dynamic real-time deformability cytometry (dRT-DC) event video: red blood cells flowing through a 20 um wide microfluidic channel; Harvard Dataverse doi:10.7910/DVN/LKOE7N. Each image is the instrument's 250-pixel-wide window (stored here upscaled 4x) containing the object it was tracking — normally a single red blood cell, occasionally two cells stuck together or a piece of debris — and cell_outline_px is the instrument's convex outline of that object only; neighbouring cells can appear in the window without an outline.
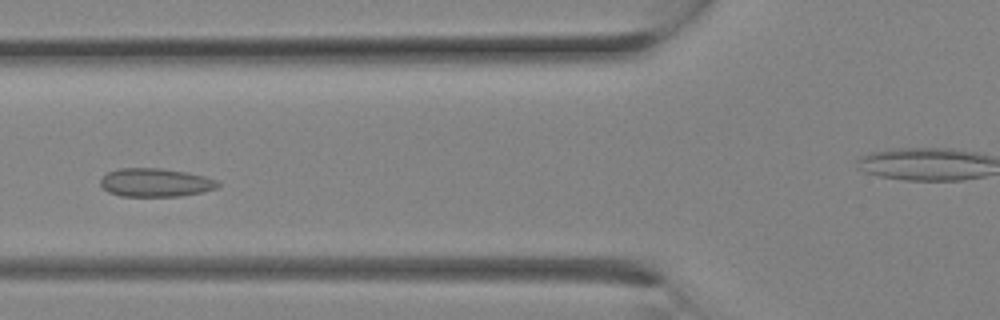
{"species": "Egyptian fruit bat (a non-hibernating species)", "species_latin": "Rousettus aegyptiacus", "temperature_condition": "room temperature", "stored_images_in_passage": 9, "camera_frame_rate_fps": 3000, "um_per_image_px": 0.085, "animal": {"sex": "female"}, "frame": {"image": 1, "passage_image": 8, "time_ms": 2.333, "image_size_px": [1000, 320], "cell_outline_px": [[220, 184], [216, 188], [200, 192], [180, 196], [120, 196], [108, 192], [100, 184], [100, 180], [108, 172], [120, 168], [160, 168], [188, 172], [204, 176], [216, 180]], "centroid_in_image_um": [13.2, 15.51], "position_along_channel_um": 112.6, "area_um2": 19.36}}